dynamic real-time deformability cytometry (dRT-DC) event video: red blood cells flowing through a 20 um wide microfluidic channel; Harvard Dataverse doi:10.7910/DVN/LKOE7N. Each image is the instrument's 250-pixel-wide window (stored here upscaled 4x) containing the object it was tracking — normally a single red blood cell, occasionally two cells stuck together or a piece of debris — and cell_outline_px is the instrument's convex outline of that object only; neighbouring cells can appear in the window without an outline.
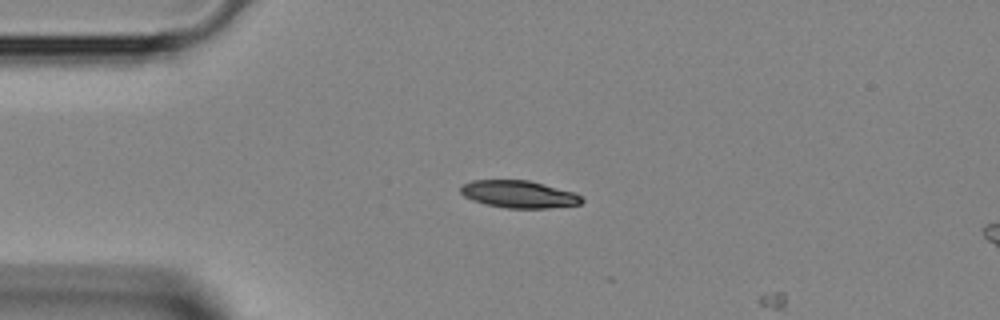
{"species": "Egyptian fruit bat (a non-hibernating species)", "species_latin": "Rousettus aegyptiacus", "temperature_condition": "room temperature", "stored_images_in_passage": 11, "camera_frame_rate_fps": 3000, "um_per_image_px": 0.085, "animal": {"sex": "female"}, "frame": {"image": 1, "passage_image": 10, "time_ms": 3.0, "image_size_px": [1000, 320], "cell_outline_px": [[584, 200], [580, 204], [548, 208], [508, 208], [484, 204], [472, 200], [464, 196], [460, 192], [460, 184], [472, 180], [528, 180], [572, 192], [580, 196]], "centroid_in_image_um": [44.04, 16.51], "position_along_channel_um": 41.0, "area_um2": 19.19}}